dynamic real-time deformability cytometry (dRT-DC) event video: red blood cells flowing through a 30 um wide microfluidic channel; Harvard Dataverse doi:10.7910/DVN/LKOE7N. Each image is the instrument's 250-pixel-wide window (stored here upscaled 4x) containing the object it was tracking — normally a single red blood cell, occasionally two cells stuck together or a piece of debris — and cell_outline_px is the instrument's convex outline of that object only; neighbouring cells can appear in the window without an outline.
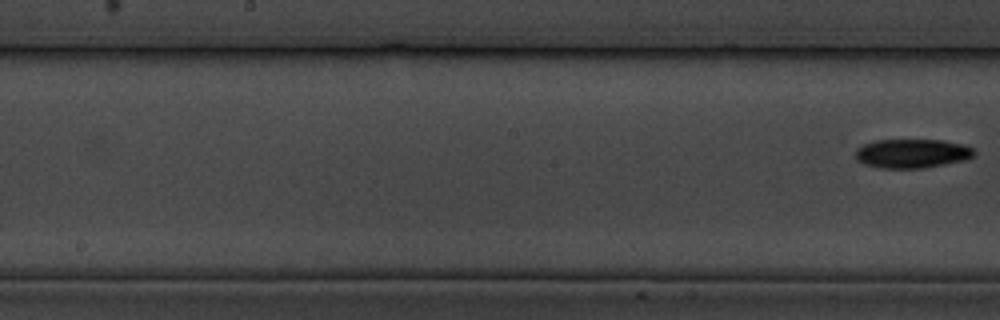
{"species": "common noctule bat (a hibernating species)", "species_latin": "Nyctalus noctula", "temperature_condition": "cold", "stored_images_in_passage": 10, "segment_of_instrument_passage": [2, 2], "camera_frame_rate_fps": 3000, "um_per_image_px": 0.085, "animal": {"sex": "male", "body_mass_g": 19.5, "forearm_length_mm": 54.6}, "frame": {"image": 1, "passage_image": 10, "time_ms": 11.333, "image_size_px": [1000, 320], "cell_outline_px": [[976, 152], [972, 156], [964, 160], [924, 168], [880, 168], [864, 164], [856, 160], [856, 148], [864, 144], [876, 140], [944, 140], [964, 144], [972, 148]], "centroid_in_image_um": [77.51, 13.04], "position_along_channel_um": 170.7, "area_um2": 20.11}}